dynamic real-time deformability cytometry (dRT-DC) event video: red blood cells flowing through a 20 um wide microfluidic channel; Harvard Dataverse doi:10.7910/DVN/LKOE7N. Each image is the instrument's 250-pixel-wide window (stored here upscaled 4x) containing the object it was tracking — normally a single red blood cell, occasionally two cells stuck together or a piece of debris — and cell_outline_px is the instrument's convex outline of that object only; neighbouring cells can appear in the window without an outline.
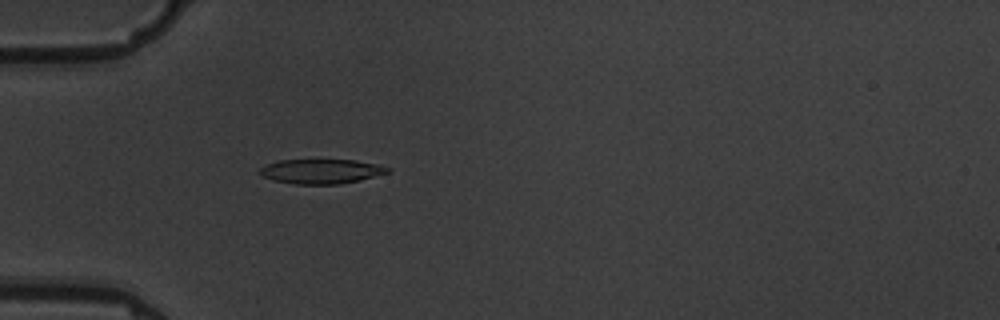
{"species": "common noctule bat (a hibernating species)", "species_latin": "Nyctalus noctula", "temperature_condition": "warm", "stored_images_in_passage": 5, "camera_frame_rate_fps": 3000, "um_per_image_px": 0.085, "animal": {"sex": "male", "body_mass_g": 19.5, "forearm_length_mm": 54.6}, "frame": {"image": 1, "passage_image": 5, "time_ms": 4.667, "image_size_px": [1000, 320], "cell_outline_px": [[392, 168], [388, 172], [360, 180], [340, 184], [296, 184], [272, 180], [264, 176], [260, 172], [260, 168], [268, 164], [280, 160], [356, 160], [380, 164]], "centroid_in_image_um": [27.35, 14.56], "position_along_channel_um": 57.6, "area_um2": 18.21}}